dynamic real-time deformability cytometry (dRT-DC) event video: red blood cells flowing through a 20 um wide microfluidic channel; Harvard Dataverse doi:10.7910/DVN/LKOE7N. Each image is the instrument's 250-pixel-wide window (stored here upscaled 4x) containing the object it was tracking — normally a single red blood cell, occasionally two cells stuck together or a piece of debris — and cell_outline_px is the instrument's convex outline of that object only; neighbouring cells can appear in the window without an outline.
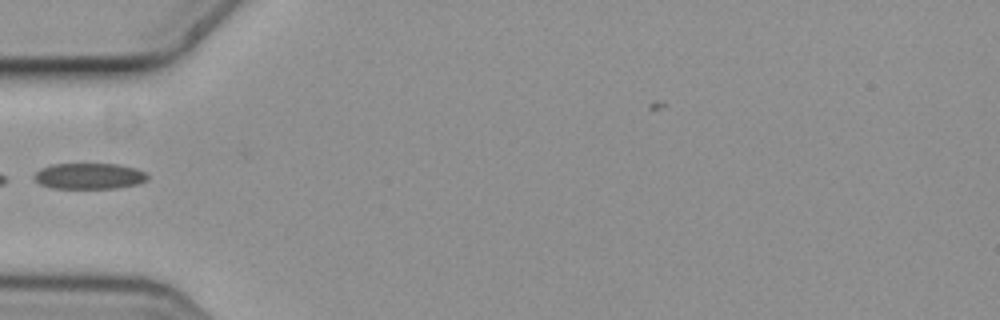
{"species": "common noctule bat (a hibernating species)", "species_latin": "Nyctalus noctula", "temperature_condition": "cold", "stored_images_in_passage": 5, "camera_frame_rate_fps": 3000, "um_per_image_px": 0.085, "animal": {"sex": "female", "body_mass_g": 19.3, "forearm_length_mm": 54.1}, "frame": {"image": 1, "passage_image": 5, "time_ms": 1.333, "image_size_px": [1000, 320], "cell_outline_px": [[148, 180], [136, 184], [116, 188], [52, 188], [40, 184], [32, 176], [40, 168], [52, 164], [120, 164], [136, 168], [144, 172], [148, 176]], "centroid_in_image_um": [7.57, 14.96], "position_along_channel_um": 77.4, "area_um2": 17.17}}